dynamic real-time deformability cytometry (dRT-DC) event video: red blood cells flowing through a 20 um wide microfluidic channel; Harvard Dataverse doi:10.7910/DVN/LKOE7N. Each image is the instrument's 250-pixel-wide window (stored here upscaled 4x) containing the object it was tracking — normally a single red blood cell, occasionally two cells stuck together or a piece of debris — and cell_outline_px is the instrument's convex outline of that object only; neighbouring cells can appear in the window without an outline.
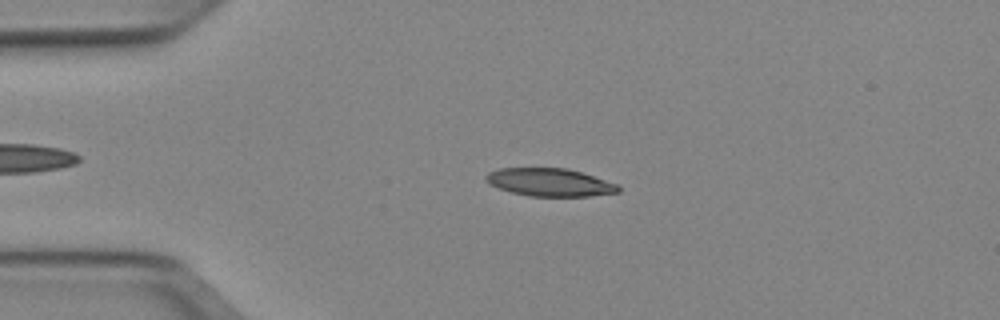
{"species": "Egyptian fruit bat (a non-hibernating species)", "species_latin": "Rousettus aegyptiacus", "temperature_condition": "cold", "stored_images_in_passage": 46, "camera_frame_rate_fps": 3000, "um_per_image_px": 0.085, "animal": {"sex": "female"}, "frame": {"image": 1, "passage_image": 11, "time_ms": 3.333, "image_size_px": [1000, 320], "cell_outline_px": [[620, 192], [588, 196], [528, 196], [512, 192], [488, 184], [484, 180], [484, 176], [488, 172], [500, 168], [564, 168], [580, 172], [616, 184], [620, 188]], "centroid_in_image_um": [46.67, 15.5], "position_along_channel_um": 38.3, "area_um2": 21.33}}
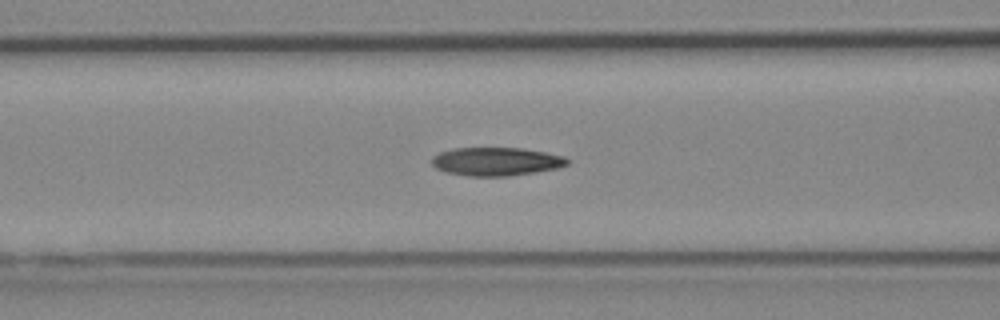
{"frame": {"image": 2, "passage_image": 20, "time_ms": 6.333, "image_size_px": [1000, 320], "cell_outline_px": [[572, 160], [568, 164], [556, 168], [508, 176], [468, 176], [444, 172], [436, 168], [432, 164], [432, 156], [440, 152], [452, 148], [520, 148], [544, 152], [564, 156]], "centroid_in_image_um": [42.15, 13.72], "position_along_channel_um": 124.5, "area_um2": 22.37}}
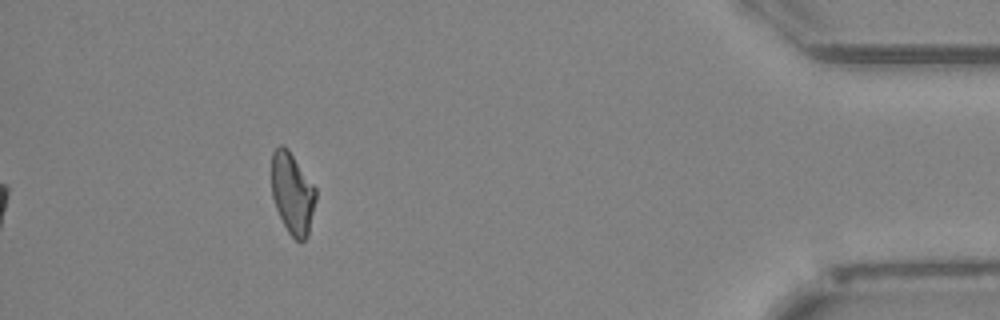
{"frame": {"image": 3, "passage_image": 46, "time_ms": 15.0, "image_size_px": [1000, 320], "cell_outline_px": [[316, 200], [308, 236], [300, 244], [288, 232], [276, 208], [272, 196], [272, 152], [280, 144], [284, 144], [288, 148], [316, 188]], "centroid_in_image_um": [24.86, 16.43], "position_along_channel_um": 410.3, "area_um2": 21.1}}